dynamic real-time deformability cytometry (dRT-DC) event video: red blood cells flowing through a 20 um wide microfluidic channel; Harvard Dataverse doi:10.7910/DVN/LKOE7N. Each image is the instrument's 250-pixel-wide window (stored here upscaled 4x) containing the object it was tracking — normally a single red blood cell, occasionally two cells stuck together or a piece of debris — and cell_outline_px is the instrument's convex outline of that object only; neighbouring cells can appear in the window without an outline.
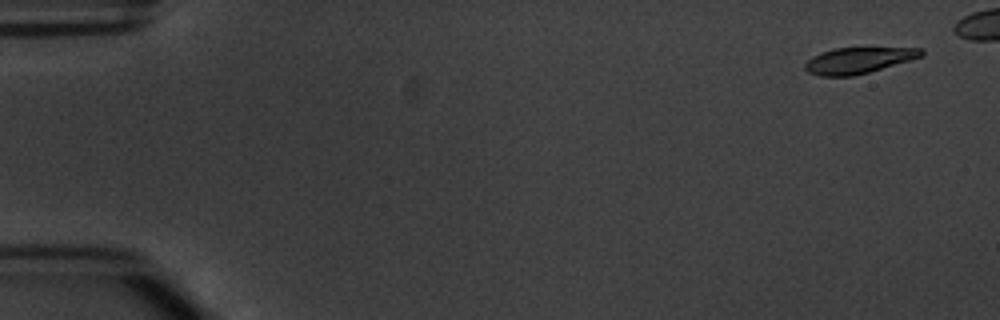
{"species": "common noctule bat (a hibernating species)", "species_latin": "Nyctalus noctula", "temperature_condition": "warm", "stored_images_in_passage": 9, "segment_of_instrument_passage": [1, 2], "camera_frame_rate_fps": 3000, "um_per_image_px": 0.085, "animal": {"sex": "male", "body_mass_g": 20.1, "forearm_length_mm": 53.5}, "frame": {"image": 1, "passage_image": 1, "time_ms": 0.0, "image_size_px": [1000, 320], "cell_outline_px": [[924, 56], [868, 72], [852, 76], [820, 76], [808, 72], [804, 68], [804, 64], [812, 56], [836, 48], [920, 48], [924, 52]], "centroid_in_image_um": [72.95, 5.14], "position_along_channel_um": 12.0, "area_um2": 17.4}}
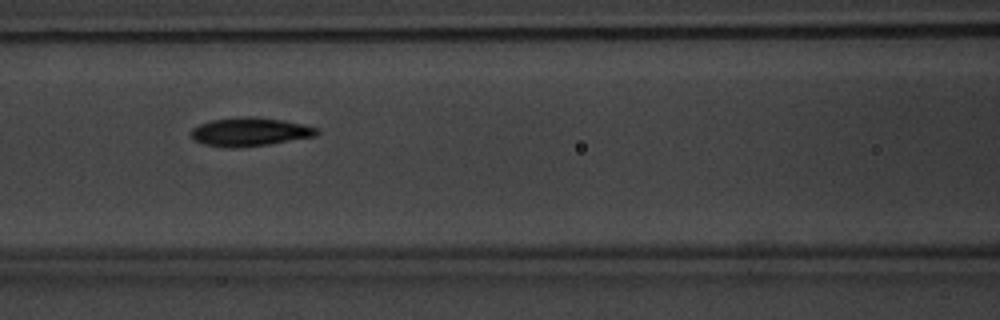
{"frame": {"image": 2, "passage_image": 7, "time_ms": 7.0, "image_size_px": [1000, 320], "cell_outline_px": [[320, 132], [316, 136], [268, 144], [236, 148], [228, 148], [204, 144], [192, 140], [192, 128], [200, 124], [212, 120], [244, 116], [252, 116], [280, 120], [300, 124], [316, 128]], "centroid_in_image_um": [21.2, 11.21], "position_along_channel_um": 145.4, "area_um2": 20.69}}
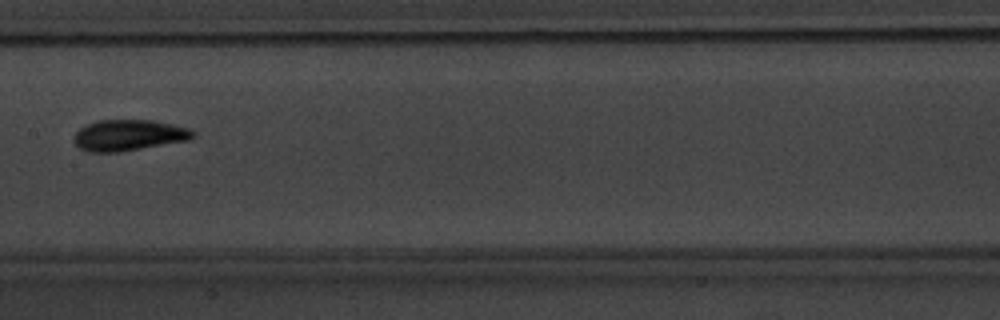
{"frame": {"image": 3, "passage_image": 8, "time_ms": 8.333, "image_size_px": [1000, 320], "cell_outline_px": [[196, 136], [188, 140], [120, 152], [88, 152], [80, 148], [72, 140], [72, 136], [80, 128], [96, 120], [152, 120], [172, 124], [188, 128], [196, 132]], "centroid_in_image_um": [10.92, 11.49], "position_along_channel_um": 196.5, "area_um2": 21.62}}